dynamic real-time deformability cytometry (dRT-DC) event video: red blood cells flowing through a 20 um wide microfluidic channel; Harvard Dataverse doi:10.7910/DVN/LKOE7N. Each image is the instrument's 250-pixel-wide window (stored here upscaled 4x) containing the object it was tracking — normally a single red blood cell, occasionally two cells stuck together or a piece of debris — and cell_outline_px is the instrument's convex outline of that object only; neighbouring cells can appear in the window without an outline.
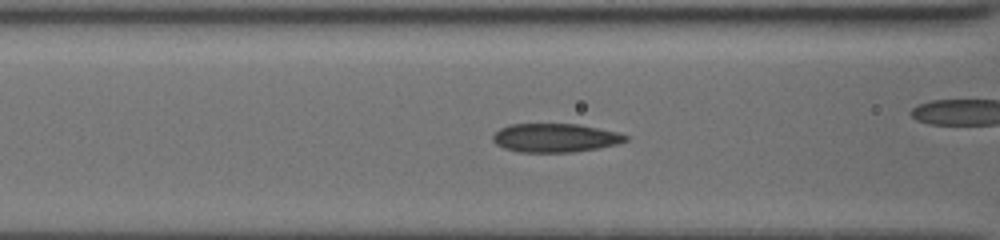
{"species": "common noctule bat (a hibernating species)", "species_latin": "Nyctalus noctula", "temperature_condition": "cold", "stored_images_in_passage": 55, "camera_frame_rate_fps": 3000, "um_per_image_px": 0.085, "animal": {"sex": "female", "body_mass_g": 19.5, "forearm_length_mm": 54.1}, "frame": {"image": 1, "passage_image": 24, "time_ms": 7.667, "image_size_px": [1000, 240], "cell_outline_px": [[628, 140], [616, 144], [596, 148], [572, 152], [520, 152], [504, 148], [496, 144], [492, 140], [492, 136], [500, 128], [508, 124], [580, 124], [616, 132], [628, 136]], "centroid_in_image_um": [47.15, 11.71], "position_along_channel_um": 119.4, "area_um2": 22.08}, "authors_computed_cell_mechanics": {"area_um2": 21.8484, "velocity_mm_per_s": 3.9196, "shape_relaxation_time_tau1_ms": 8.7765, "shape_relaxation_time_tau2_ms": 2.0283, "deformation_change_tau1": 0.1951, "deformation_change_tau2": 0.0747}}